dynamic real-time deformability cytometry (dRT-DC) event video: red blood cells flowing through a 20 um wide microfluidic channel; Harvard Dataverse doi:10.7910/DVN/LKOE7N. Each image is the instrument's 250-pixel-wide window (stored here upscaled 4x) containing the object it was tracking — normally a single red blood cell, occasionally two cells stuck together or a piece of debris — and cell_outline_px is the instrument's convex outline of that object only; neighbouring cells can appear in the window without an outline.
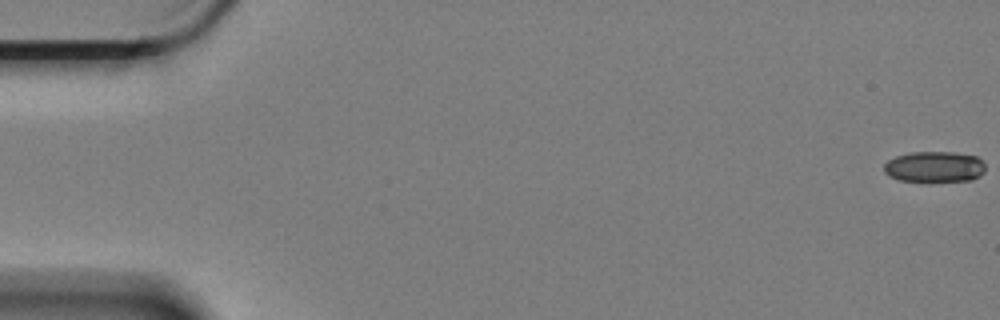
{"species": "Egyptian fruit bat (a non-hibernating species)", "species_latin": "Rousettus aegyptiacus", "temperature_condition": "cold", "stored_images_in_passage": 60, "camera_frame_rate_fps": 3000, "um_per_image_px": 0.085, "animal": {"sex": "female"}, "frame": {"image": 1, "passage_image": 1, "time_ms": 0.0, "image_size_px": [1000, 320], "cell_outline_px": [[984, 172], [980, 176], [972, 180], [900, 180], [888, 176], [884, 172], [884, 164], [888, 160], [896, 156], [912, 152], [956, 152], [976, 156], [984, 164]], "centroid_in_image_um": [79.42, 14.16], "position_along_channel_um": 5.6, "area_um2": 17.98}}
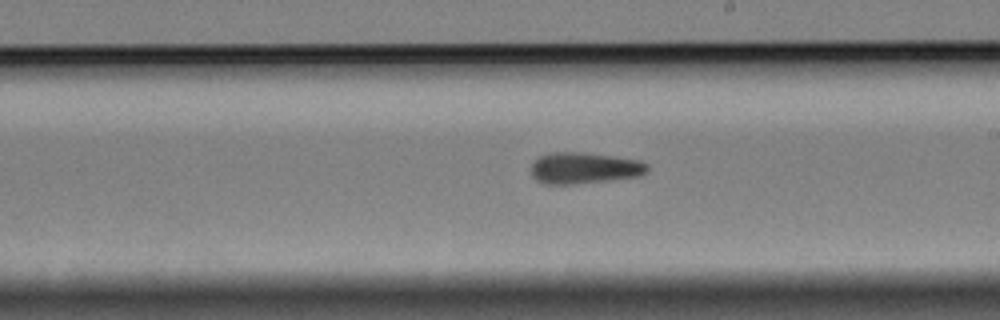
{"frame": {"image": 2, "passage_image": 35, "time_ms": 11.333, "image_size_px": [1000, 320], "cell_outline_px": [[648, 172], [640, 176], [612, 180], [572, 184], [544, 184], [536, 180], [532, 176], [532, 164], [540, 156], [552, 152], [584, 152], [640, 160], [648, 164]], "centroid_in_image_um": [49.69, 14.29], "position_along_channel_um": 239.3, "area_um2": 21.33}}
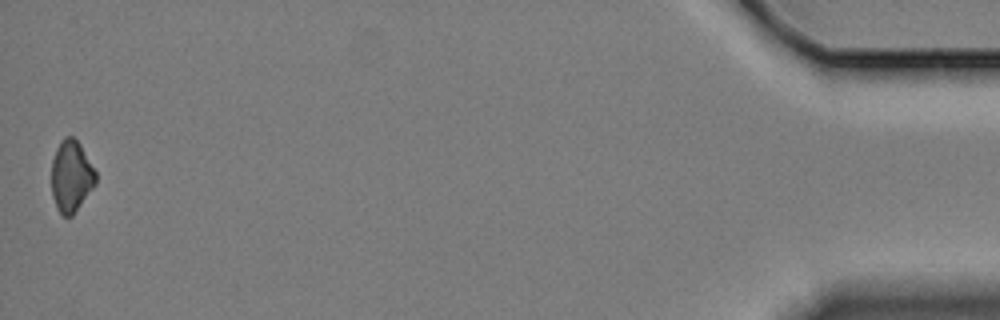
{"frame": {"image": 3, "passage_image": 60, "time_ms": 19.667, "image_size_px": [1000, 320], "cell_outline_px": [[96, 184], [72, 216], [64, 216], [56, 208], [52, 196], [52, 160], [56, 148], [60, 140], [64, 136], [72, 136], [80, 144], [96, 172]], "centroid_in_image_um": [6.05, 14.97], "position_along_channel_um": 429.2, "area_um2": 18.44}, "authors_computed_cell_mechanics": {"area_um2": 20.2589, "velocity_mm_per_s": 3.3565, "shape_relaxation_time_tau1_ms": null, "shape_relaxation_time_tau2_ms": 4.62, "deformation_change_tau1": null, "deformation_change_tau2": 0.1068}}